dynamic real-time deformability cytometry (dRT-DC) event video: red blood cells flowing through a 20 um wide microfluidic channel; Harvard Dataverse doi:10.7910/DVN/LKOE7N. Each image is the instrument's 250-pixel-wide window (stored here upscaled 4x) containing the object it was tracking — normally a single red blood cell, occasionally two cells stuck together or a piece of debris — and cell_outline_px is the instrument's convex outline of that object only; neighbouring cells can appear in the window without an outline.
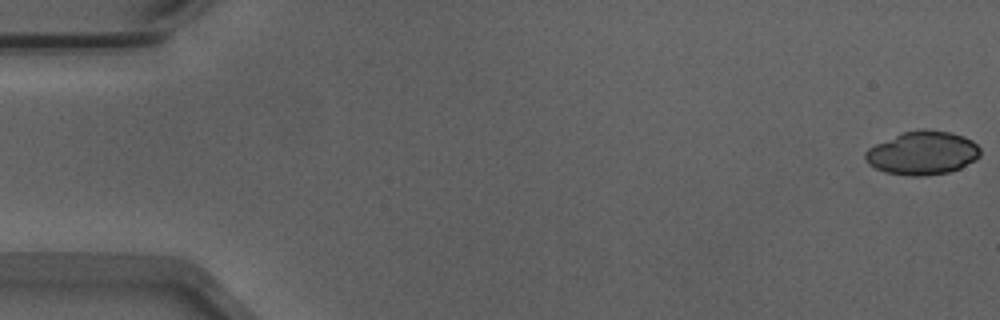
{"species": "Egyptian fruit bat (a non-hibernating species)", "species_latin": "Rousettus aegyptiacus", "temperature_condition": "warm", "stored_images_in_passage": 53, "camera_frame_rate_fps": 3000, "um_per_image_px": 0.085, "animal": {"sex": "male"}, "frame": {"image": 1, "passage_image": 1, "time_ms": 0.0, "image_size_px": [1000, 320], "cell_outline_px": [[980, 156], [976, 160], [960, 168], [948, 172], [928, 176], [912, 176], [884, 172], [868, 164], [864, 156], [864, 152], [868, 148], [876, 144], [904, 132], [920, 128], [924, 128], [952, 132], [964, 136], [972, 140], [980, 148]], "centroid_in_image_um": [78.43, 13.0], "position_along_channel_um": 6.6, "area_um2": 29.36}}